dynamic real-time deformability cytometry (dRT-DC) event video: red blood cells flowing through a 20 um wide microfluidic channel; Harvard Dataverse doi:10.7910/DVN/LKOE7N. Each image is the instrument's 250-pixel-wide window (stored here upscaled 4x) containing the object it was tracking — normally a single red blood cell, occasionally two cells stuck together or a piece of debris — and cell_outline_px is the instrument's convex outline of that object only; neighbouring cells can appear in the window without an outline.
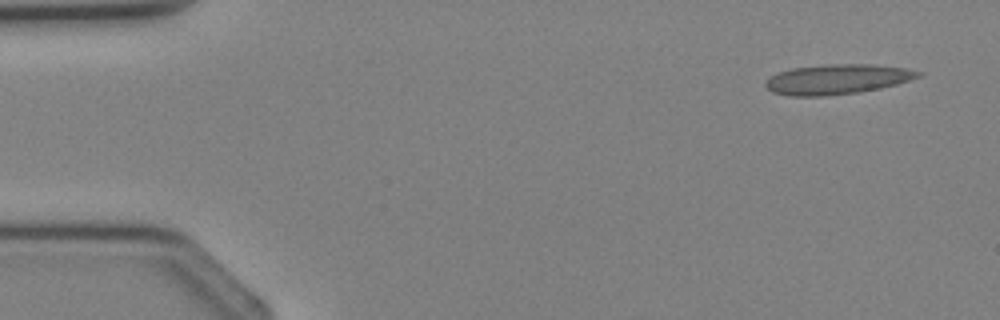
{"species": "Egyptian fruit bat (a non-hibernating species)", "species_latin": "Rousettus aegyptiacus", "temperature_condition": "cold", "stored_images_in_passage": 3, "camera_frame_rate_fps": 3000, "um_per_image_px": 0.085, "animal": {"sex": "female"}, "frame": {"image": 1, "passage_image": 1, "time_ms": 0.0, "image_size_px": [1000, 320], "cell_outline_px": [[924, 72], [920, 76], [896, 84], [880, 88], [856, 92], [824, 96], [788, 96], [772, 92], [764, 84], [772, 76], [780, 72], [792, 68], [828, 64], [868, 64], [904, 68]], "centroid_in_image_um": [71.15, 6.74], "position_along_channel_um": 13.9, "area_um2": 26.3}}